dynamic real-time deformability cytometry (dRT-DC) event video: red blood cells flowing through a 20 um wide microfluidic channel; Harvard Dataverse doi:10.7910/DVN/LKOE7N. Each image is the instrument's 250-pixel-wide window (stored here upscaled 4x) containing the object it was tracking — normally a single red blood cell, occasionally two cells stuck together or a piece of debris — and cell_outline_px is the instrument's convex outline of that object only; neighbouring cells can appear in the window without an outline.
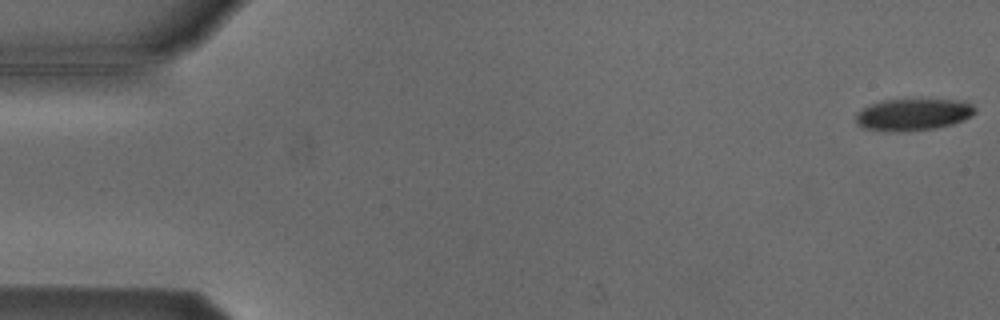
{"species": "Egyptian fruit bat (a non-hibernating species)", "species_latin": "Rousettus aegyptiacus", "temperature_condition": "cold", "stored_images_in_passage": 53, "camera_frame_rate_fps": 3000, "um_per_image_px": 0.085, "animal": {"sex": "male"}, "frame": {"image": 1, "passage_image": 1, "time_ms": 0.0, "image_size_px": [1000, 320], "cell_outline_px": [[976, 112], [964, 120], [952, 124], [936, 128], [900, 132], [896, 132], [864, 128], [856, 124], [856, 112], [872, 104], [884, 100], [964, 100], [972, 104], [976, 108]], "centroid_in_image_um": [77.64, 9.74], "position_along_channel_um": 7.4, "area_um2": 22.08}}
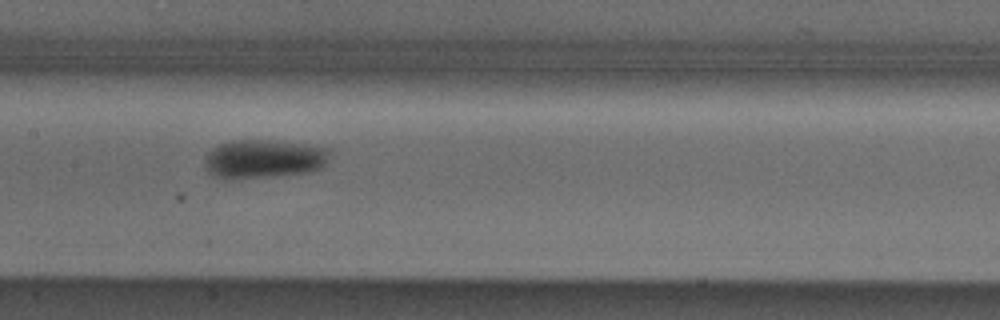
{"frame": {"image": 2, "passage_image": 26, "time_ms": 8.333, "image_size_px": [1000, 320], "cell_outline_px": [[332, 148], [324, 164], [320, 168], [312, 172], [276, 176], [232, 180], [224, 180], [212, 176], [204, 168], [204, 160], [208, 152], [212, 148], [220, 144], [236, 140], [268, 140]], "centroid_in_image_um": [22.36, 13.54], "position_along_channel_um": 185.0, "area_um2": 28.61}}
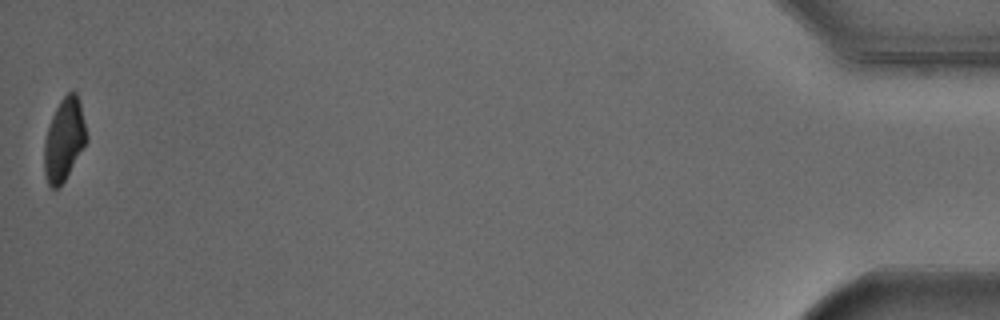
{"frame": {"image": 3, "passage_image": 53, "time_ms": 17.333, "image_size_px": [1000, 320], "cell_outline_px": [[88, 140], [60, 188], [52, 188], [48, 184], [44, 172], [44, 140], [52, 116], [60, 100], [72, 88], [76, 92], [80, 100], [88, 136]], "centroid_in_image_um": [5.47, 11.84], "position_along_channel_um": 429.7, "area_um2": 20.58}, "authors_computed_cell_mechanics": {"area_um2": 24.6806, "velocity_mm_per_s": 3.8546, "shape_relaxation_time_tau1_ms": 1.4953, "shape_relaxation_time_tau2_ms": null, "deformation_change_tau1": 0.0826, "deformation_change_tau2": null}}